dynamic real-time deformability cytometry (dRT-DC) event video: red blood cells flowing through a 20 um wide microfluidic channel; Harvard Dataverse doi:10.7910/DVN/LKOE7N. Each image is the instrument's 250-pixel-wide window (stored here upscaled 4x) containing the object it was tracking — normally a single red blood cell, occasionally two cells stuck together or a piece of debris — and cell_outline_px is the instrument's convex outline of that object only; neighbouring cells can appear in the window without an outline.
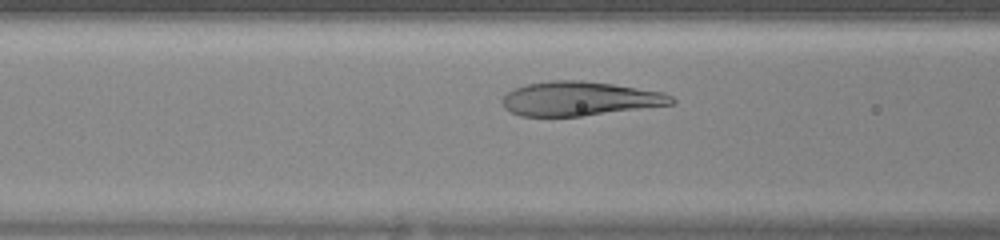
{"species": "human", "species_latin": "Homo sapiens", "temperature_condition": "warm", "stored_images_in_passage": 30, "camera_frame_rate_fps": 3000, "um_per_image_px": 0.085, "donor": {"sex": "female"}, "frame": {"image": 1, "passage_image": 10, "time_ms": 3.0, "image_size_px": [1000, 240], "cell_outline_px": [[676, 100], [672, 104], [584, 116], [520, 116], [504, 108], [500, 100], [512, 88], [524, 84], [548, 80], [580, 80], [612, 84], [664, 92], [672, 96]], "centroid_in_image_um": [49.23, 8.38], "position_along_channel_um": 117.4, "area_um2": 33.87}}
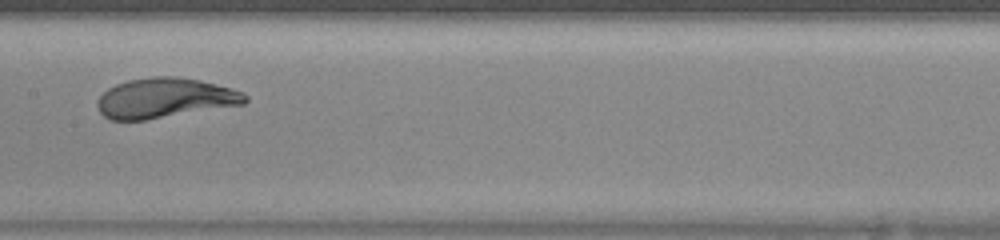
{"frame": {"image": 2, "passage_image": 15, "time_ms": 4.667, "image_size_px": [1000, 240], "cell_outline_px": [[248, 100], [244, 104], [144, 120], [112, 120], [104, 116], [100, 112], [96, 104], [96, 100], [108, 88], [116, 84], [128, 80], [156, 76], [176, 76], [200, 80], [232, 88], [248, 96]], "centroid_in_image_um": [14.0, 8.33], "position_along_channel_um": 193.4, "area_um2": 34.28}}
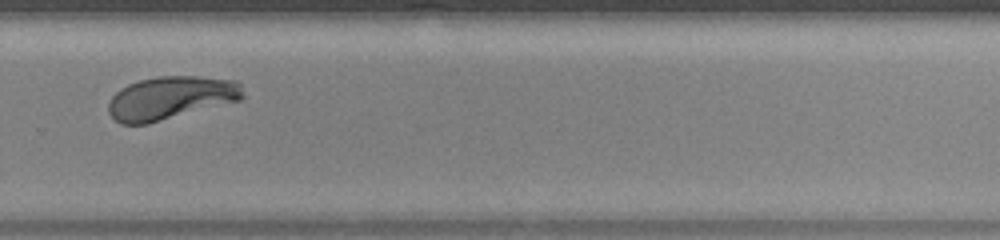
{"frame": {"image": 3, "passage_image": 23, "time_ms": 7.333, "image_size_px": [1000, 240], "cell_outline_px": [[244, 96], [240, 100], [148, 124], [120, 124], [108, 112], [108, 104], [112, 96], [120, 88], [128, 84], [140, 80], [160, 76], [196, 76], [236, 80], [240, 84]], "centroid_in_image_um": [14.5, 8.32], "position_along_channel_um": 315.3, "area_um2": 33.76}}